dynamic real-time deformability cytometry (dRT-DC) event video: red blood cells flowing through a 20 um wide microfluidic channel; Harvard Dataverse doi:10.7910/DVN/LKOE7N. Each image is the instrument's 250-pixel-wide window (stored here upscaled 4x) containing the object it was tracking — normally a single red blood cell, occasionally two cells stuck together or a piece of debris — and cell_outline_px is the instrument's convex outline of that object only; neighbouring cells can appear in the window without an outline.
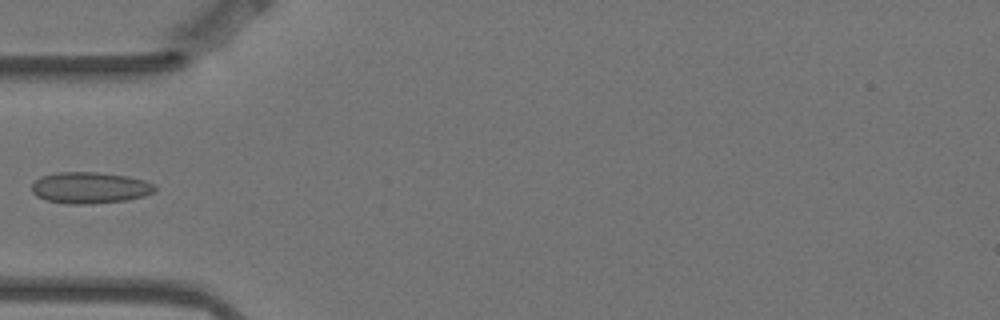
{"species": "Egyptian fruit bat (a non-hibernating species)", "species_latin": "Rousettus aegyptiacus", "temperature_condition": "warm", "stored_images_in_passage": 8, "camera_frame_rate_fps": 3000, "um_per_image_px": 0.085, "animal": {"sex": "female"}, "frame": {"image": 1, "passage_image": 4, "time_ms": 1.0, "image_size_px": [1000, 320], "cell_outline_px": [[156, 192], [144, 196], [124, 200], [88, 204], [72, 204], [44, 200], [36, 196], [32, 192], [32, 184], [40, 176], [56, 172], [100, 172], [128, 176], [144, 180], [156, 184]], "centroid_in_image_um": [7.65, 15.95], "position_along_channel_um": 77.4, "area_um2": 22.72}}
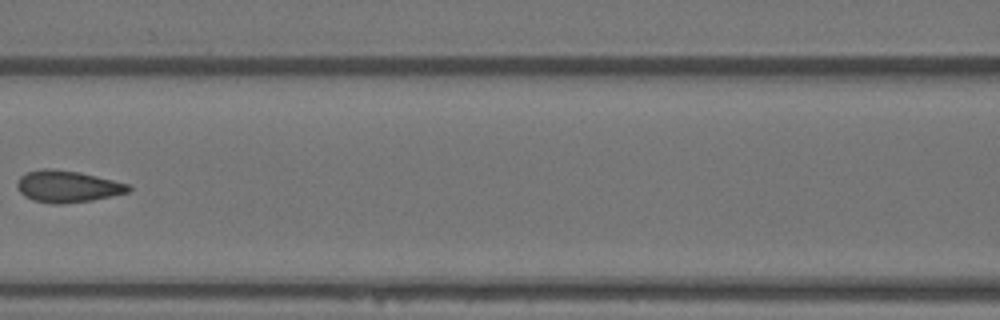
{"frame": {"image": 2, "passage_image": 6, "time_ms": 1.667, "image_size_px": [1000, 320], "cell_outline_px": [[132, 188], [128, 192], [112, 196], [92, 200], [60, 204], [52, 204], [32, 200], [24, 196], [16, 188], [16, 180], [20, 176], [28, 172], [44, 168], [48, 168], [80, 172], [128, 184]], "centroid_in_image_um": [5.69, 15.85], "position_along_channel_um": 160.9, "area_um2": 20.63}}
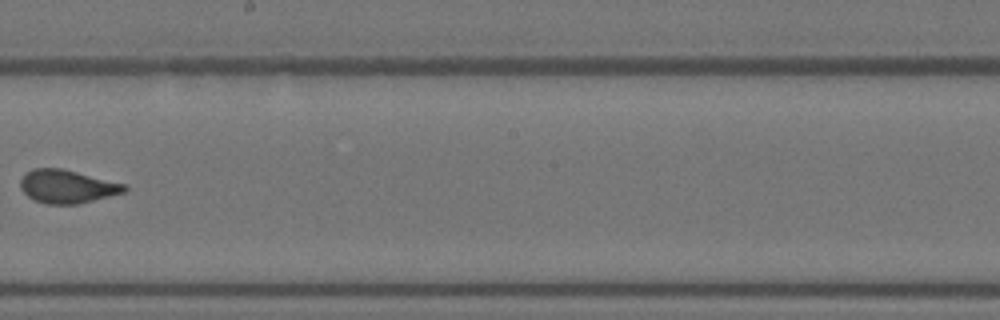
{"frame": {"image": 3, "passage_image": 8, "time_ms": 2.333, "image_size_px": [1000, 320], "cell_outline_px": [[128, 188], [124, 192], [76, 204], [44, 204], [28, 196], [20, 188], [20, 180], [24, 172], [32, 168], [64, 168], [128, 184]], "centroid_in_image_um": [5.7, 15.82], "position_along_channel_um": 242.5, "area_um2": 20.4}}